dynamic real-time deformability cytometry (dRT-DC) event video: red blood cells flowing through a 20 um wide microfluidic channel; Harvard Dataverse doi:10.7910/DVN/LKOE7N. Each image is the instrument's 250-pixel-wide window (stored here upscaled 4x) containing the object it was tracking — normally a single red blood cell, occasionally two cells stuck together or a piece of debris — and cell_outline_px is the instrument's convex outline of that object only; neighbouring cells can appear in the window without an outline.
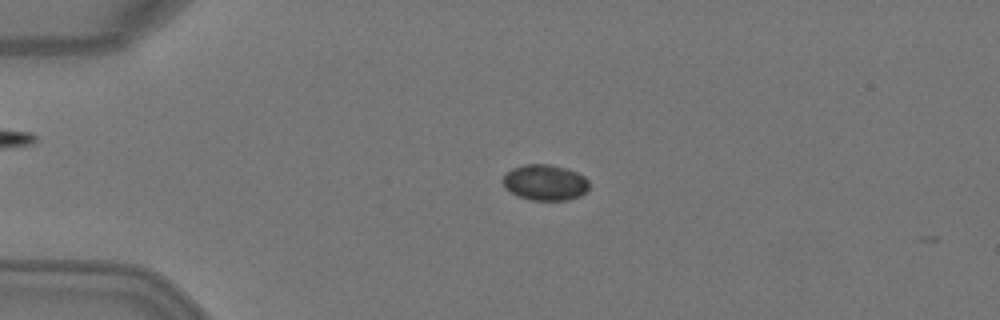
{"species": "Egyptian fruit bat (a non-hibernating species)", "species_latin": "Rousettus aegyptiacus", "temperature_condition": "warm", "stored_images_in_passage": 6, "camera_frame_rate_fps": 3000, "um_per_image_px": 0.085, "animal": {"sex": "female"}, "frame": {"image": 1, "passage_image": 4, "time_ms": 1.0, "image_size_px": [1000, 320], "cell_outline_px": [[588, 188], [580, 196], [568, 200], [532, 200], [520, 196], [512, 192], [500, 180], [512, 168], [524, 164], [548, 164], [568, 168], [584, 176], [588, 180]], "centroid_in_image_um": [46.35, 15.5], "position_along_channel_um": 38.7, "area_um2": 17.86}}